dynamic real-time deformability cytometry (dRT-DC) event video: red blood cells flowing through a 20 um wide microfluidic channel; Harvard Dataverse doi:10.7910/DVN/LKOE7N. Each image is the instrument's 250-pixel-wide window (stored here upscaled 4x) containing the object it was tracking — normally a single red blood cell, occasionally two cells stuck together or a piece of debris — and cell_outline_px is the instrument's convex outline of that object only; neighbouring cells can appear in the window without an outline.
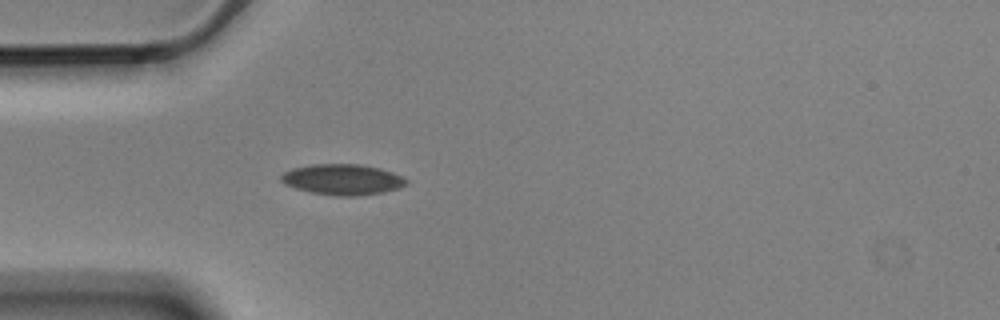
{"species": "Egyptian fruit bat (a non-hibernating species)", "species_latin": "Rousettus aegyptiacus", "temperature_condition": "cold", "stored_images_in_passage": 1, "camera_frame_rate_fps": 3000, "um_per_image_px": 0.085, "animal": {"sex": "male"}, "frame": {"image": 1, "passage_image": 1, "time_ms": 0.0, "image_size_px": [1000, 320], "cell_outline_px": [[408, 184], [400, 188], [384, 192], [360, 196], [336, 196], [312, 192], [296, 188], [284, 184], [280, 180], [280, 176], [284, 172], [292, 168], [312, 164], [360, 164], [380, 168], [392, 172], [408, 180]], "centroid_in_image_um": [29.13, 15.26], "position_along_channel_um": 55.9, "area_um2": 22.54}}